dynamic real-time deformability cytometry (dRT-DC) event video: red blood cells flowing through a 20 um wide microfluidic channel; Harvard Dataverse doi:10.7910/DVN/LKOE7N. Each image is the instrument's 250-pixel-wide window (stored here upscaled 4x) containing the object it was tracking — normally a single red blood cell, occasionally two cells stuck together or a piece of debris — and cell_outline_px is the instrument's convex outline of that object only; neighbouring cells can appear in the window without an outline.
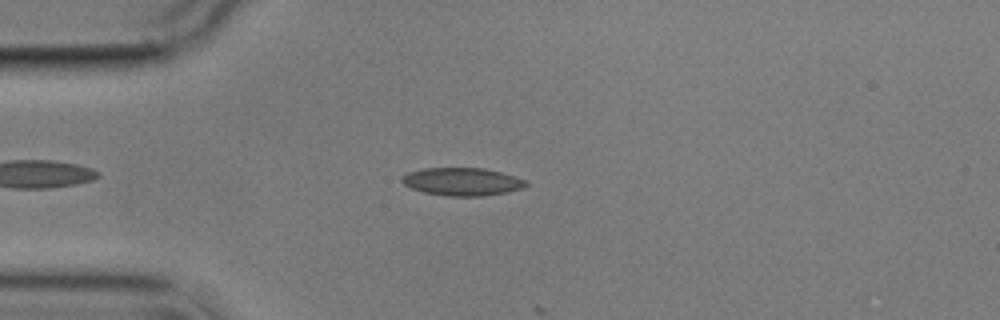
{"species": "common noctule bat (a hibernating species)", "species_latin": "Nyctalus noctula", "temperature_condition": "cold", "stored_images_in_passage": 8, "camera_frame_rate_fps": 3000, "um_per_image_px": 0.085, "animal": {"sex": "male", "body_mass_g": 17.9}, "frame": {"image": 1, "passage_image": 4, "time_ms": 3.667, "image_size_px": [1000, 320], "cell_outline_px": [[528, 184], [524, 188], [484, 196], [444, 196], [424, 192], [412, 188], [404, 184], [400, 180], [408, 172], [424, 168], [484, 168], [516, 176], [524, 180]], "centroid_in_image_um": [39.29, 15.44], "position_along_channel_um": 45.7, "area_um2": 20.06}}
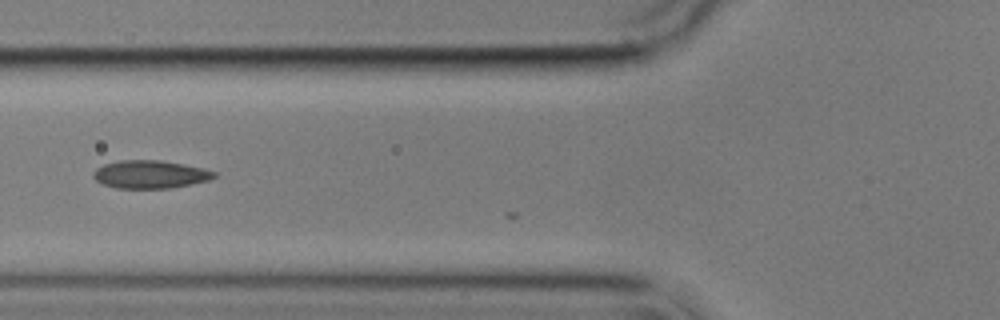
{"frame": {"image": 2, "passage_image": 6, "time_ms": 6.0, "image_size_px": [1000, 320], "cell_outline_px": [[216, 176], [208, 180], [192, 184], [172, 188], [116, 188], [104, 184], [96, 180], [92, 176], [92, 172], [96, 168], [104, 164], [120, 160], [160, 160], [184, 164], [204, 168], [216, 172]], "centroid_in_image_um": [12.76, 14.82], "position_along_channel_um": 113.0, "area_um2": 19.77}}
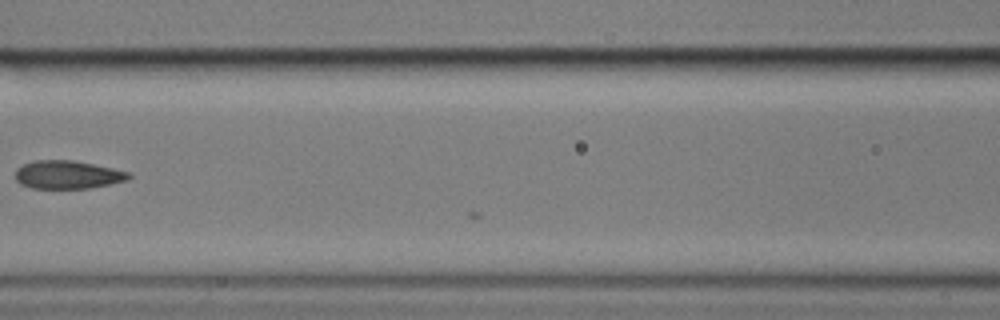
{"frame": {"image": 3, "passage_image": 7, "time_ms": 7.333, "image_size_px": [1000, 320], "cell_outline_px": [[132, 176], [128, 180], [88, 188], [32, 188], [20, 184], [16, 180], [16, 168], [32, 160], [72, 160], [132, 172]], "centroid_in_image_um": [5.75, 14.84], "position_along_channel_um": 160.9, "area_um2": 18.61}}